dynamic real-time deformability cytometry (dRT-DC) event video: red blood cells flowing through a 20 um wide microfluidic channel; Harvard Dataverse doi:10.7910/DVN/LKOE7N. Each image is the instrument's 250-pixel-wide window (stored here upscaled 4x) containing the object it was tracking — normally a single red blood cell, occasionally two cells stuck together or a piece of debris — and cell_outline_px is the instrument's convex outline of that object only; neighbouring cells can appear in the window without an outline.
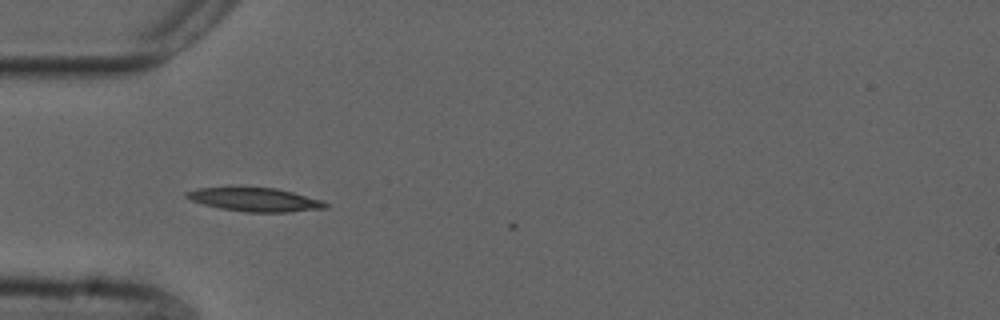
{"species": "common noctule bat (a hibernating species)", "species_latin": "Nyctalus noctula", "temperature_condition": "cold", "stored_images_in_passage": 3, "camera_frame_rate_fps": 3000, "um_per_image_px": 0.085, "animal": {"sex": "male", "forearm_length_mm": 52.5}, "frame": {"image": 1, "passage_image": 2, "time_ms": 0.333, "image_size_px": [1000, 320], "cell_outline_px": [[328, 208], [288, 212], [244, 212], [220, 208], [204, 204], [192, 200], [184, 196], [184, 192], [196, 188], [276, 188], [324, 200], [328, 204]], "centroid_in_image_um": [21.71, 16.98], "position_along_channel_um": 63.3, "area_um2": 19.02}}